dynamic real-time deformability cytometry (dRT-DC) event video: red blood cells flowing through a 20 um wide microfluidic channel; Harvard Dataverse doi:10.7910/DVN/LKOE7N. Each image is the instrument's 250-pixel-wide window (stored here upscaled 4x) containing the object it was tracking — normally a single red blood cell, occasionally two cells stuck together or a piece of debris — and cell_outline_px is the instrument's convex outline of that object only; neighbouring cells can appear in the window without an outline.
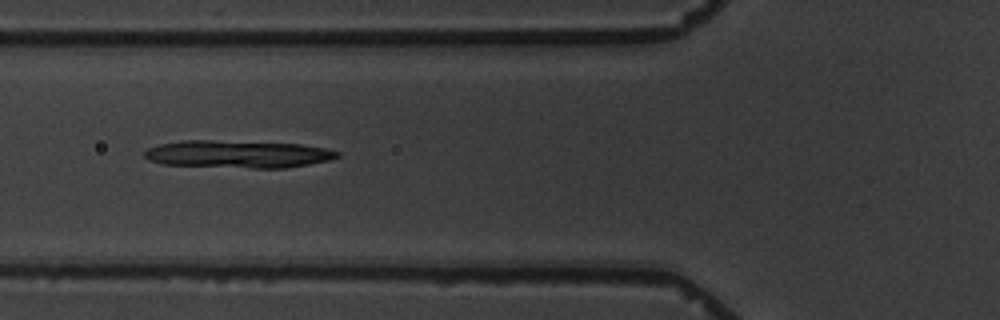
{"species": "common noctule bat (a hibernating species)", "species_latin": "Nyctalus noctula", "temperature_condition": "warm", "stored_images_in_passage": 5, "camera_frame_rate_fps": 3000, "um_per_image_px": 0.085, "animal": {"sex": "male", "body_mass_g": 19.5, "forearm_length_mm": 54.6}, "frame": {"image": 1, "passage_image": 4, "time_ms": 3.667, "image_size_px": [1000, 320], "cell_outline_px": [[340, 156], [328, 160], [308, 164], [284, 168], [252, 168], [164, 164], [152, 160], [144, 156], [144, 152], [148, 148], [160, 144], [180, 140], [212, 140], [300, 144], [328, 148], [340, 152]], "centroid_in_image_um": [20.25, 13.09], "position_along_channel_um": 105.6, "area_um2": 30.75}}
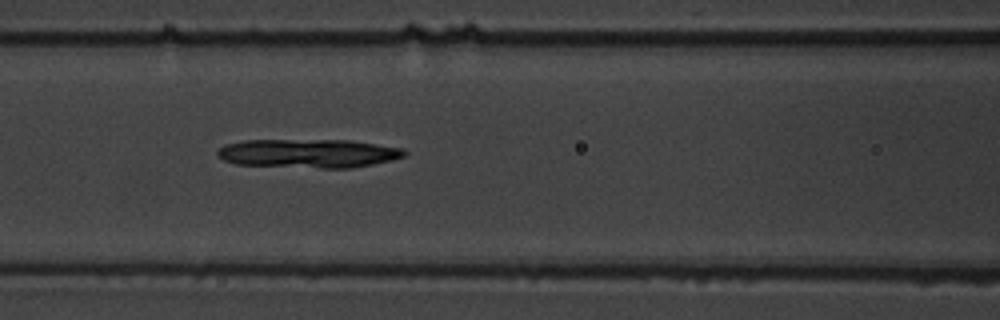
{"frame": {"image": 2, "passage_image": 5, "time_ms": 4.667, "image_size_px": [1000, 320], "cell_outline_px": [[408, 152], [404, 156], [372, 164], [352, 168], [320, 168], [236, 164], [224, 160], [216, 156], [216, 152], [224, 144], [244, 140], [348, 140], [400, 148]], "centroid_in_image_um": [26.14, 13.03], "position_along_channel_um": 140.5, "area_um2": 31.15}}